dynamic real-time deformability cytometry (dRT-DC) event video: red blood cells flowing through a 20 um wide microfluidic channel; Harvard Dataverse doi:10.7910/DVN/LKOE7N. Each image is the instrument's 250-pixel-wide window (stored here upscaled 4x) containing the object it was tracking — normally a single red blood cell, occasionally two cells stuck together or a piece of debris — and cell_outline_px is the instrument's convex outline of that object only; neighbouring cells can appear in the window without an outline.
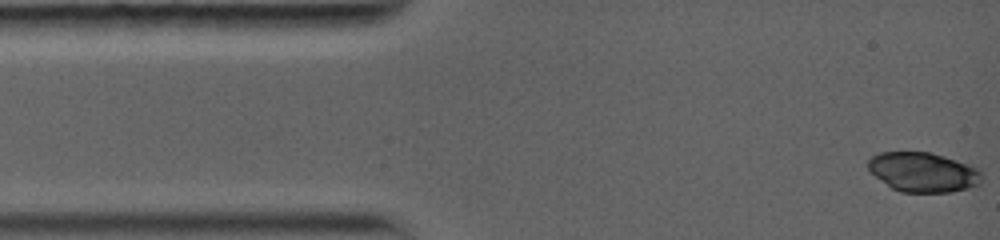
{"species": "common noctule bat (a hibernating species)", "species_latin": "Nyctalus noctula", "temperature_condition": "warm", "stored_images_in_passage": 10, "camera_frame_rate_fps": 5000, "um_per_image_px": 0.085, "animal": {"sex": "female", "body_mass_g": 19.0, "forearm_length_mm": 56.7}, "frame": {"image": 1, "passage_image": 1, "time_ms": 0.0, "image_size_px": [1000, 240], "cell_outline_px": [[980, 184], [952, 192], [900, 192], [892, 188], [876, 176], [868, 168], [868, 160], [872, 156], [880, 152], [932, 152], [980, 168]], "centroid_in_image_um": [78.47, 14.63], "position_along_channel_um": 6.5, "area_um2": 26.07}}
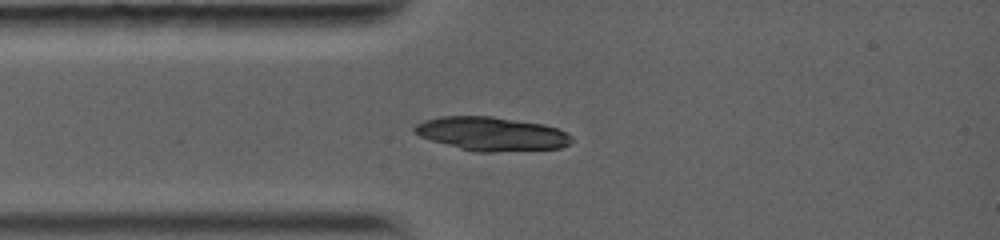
{"frame": {"image": 2, "passage_image": 9, "time_ms": 2.8, "image_size_px": [1000, 240], "cell_outline_px": [[572, 140], [568, 144], [560, 148], [492, 152], [476, 152], [460, 148], [432, 140], [420, 136], [412, 132], [412, 128], [416, 124], [424, 120], [440, 116], [492, 116], [544, 124], [568, 132], [572, 136]], "centroid_in_image_um": [41.78, 11.37], "position_along_channel_um": 43.2, "area_um2": 30.92}}